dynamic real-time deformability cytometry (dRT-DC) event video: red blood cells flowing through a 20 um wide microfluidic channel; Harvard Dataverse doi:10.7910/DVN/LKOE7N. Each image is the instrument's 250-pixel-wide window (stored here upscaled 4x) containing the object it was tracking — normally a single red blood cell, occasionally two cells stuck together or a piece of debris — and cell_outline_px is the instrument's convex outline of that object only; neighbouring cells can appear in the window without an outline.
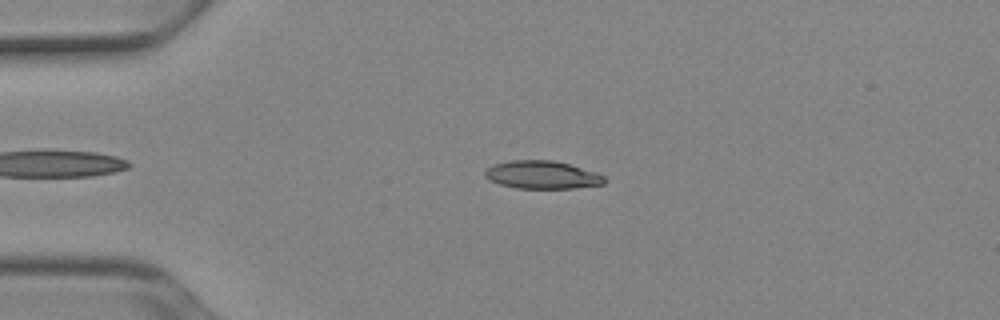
{"species": "Egyptian fruit bat (a non-hibernating species)", "species_latin": "Rousettus aegyptiacus", "temperature_condition": "cold", "stored_images_in_passage": 49, "camera_frame_rate_fps": 3000, "um_per_image_px": 0.085, "animal": {"sex": "female"}, "frame": {"image": 1, "passage_image": 9, "time_ms": 2.667, "image_size_px": [1000, 320], "cell_outline_px": [[604, 184], [576, 188], [516, 188], [500, 184], [488, 180], [484, 176], [484, 172], [492, 164], [508, 160], [552, 160], [568, 164], [596, 172], [604, 176]], "centroid_in_image_um": [46.04, 14.86], "position_along_channel_um": 39.0, "area_um2": 19.48}}
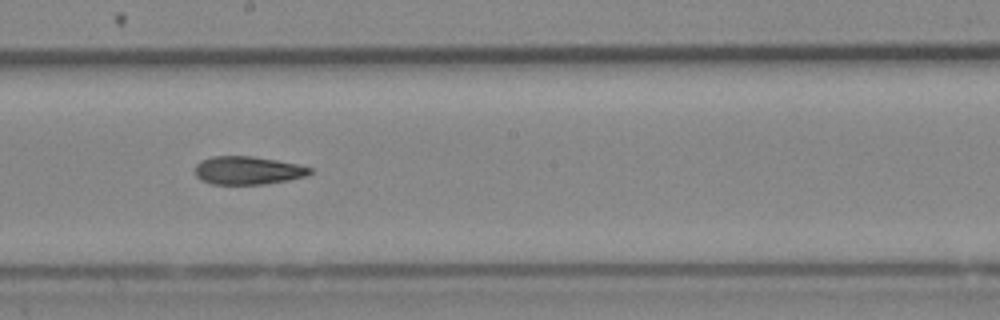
{"frame": {"image": 2, "passage_image": 26, "time_ms": 8.333, "image_size_px": [1000, 320], "cell_outline_px": [[312, 172], [308, 176], [288, 180], [264, 184], [212, 184], [200, 180], [196, 176], [196, 164], [200, 160], [212, 156], [252, 156], [276, 160], [296, 164], [312, 168]], "centroid_in_image_um": [21.05, 14.48], "position_along_channel_um": 227.1, "area_um2": 18.9}}
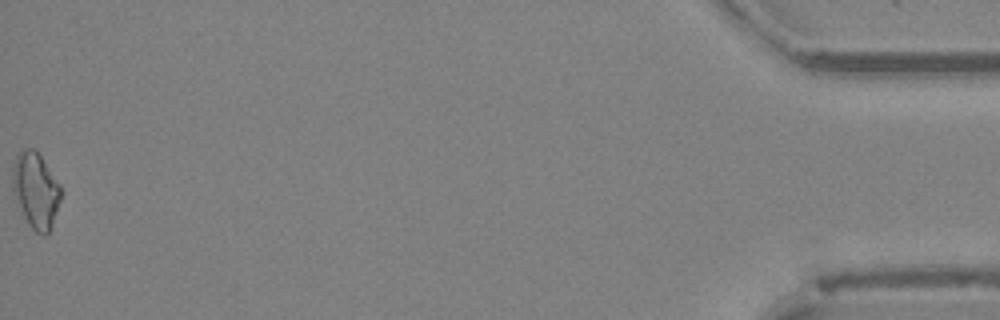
{"frame": {"image": 3, "passage_image": 49, "time_ms": 16.0, "image_size_px": [1000, 320], "cell_outline_px": [[60, 200], [52, 224], [48, 232], [44, 236], [36, 232], [28, 224], [24, 216], [12, 188], [12, 168], [16, 156], [20, 148], [36, 148], [60, 184]], "centroid_in_image_um": [3.02, 16.11], "position_along_channel_um": 432.2, "area_um2": 21.21}, "authors_computed_cell_mechanics": {"area_um2": 19.3052, "velocity_mm_per_s": 3.9145, "shape_relaxation_time_tau1_ms": 8.4194, "shape_relaxation_time_tau2_ms": 3.2065, "deformation_change_tau1": 0.1967, "deformation_change_tau2": 0.1126}}